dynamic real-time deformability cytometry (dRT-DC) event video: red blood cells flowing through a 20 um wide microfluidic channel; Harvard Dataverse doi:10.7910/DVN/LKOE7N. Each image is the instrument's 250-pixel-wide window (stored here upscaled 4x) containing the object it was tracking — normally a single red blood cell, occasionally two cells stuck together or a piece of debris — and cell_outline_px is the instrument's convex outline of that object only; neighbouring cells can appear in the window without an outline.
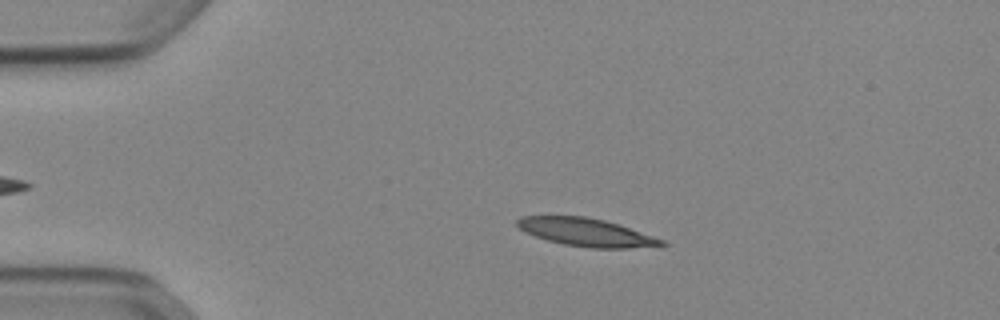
{"species": "Egyptian fruit bat (a non-hibernating species)", "species_latin": "Rousettus aegyptiacus", "temperature_condition": "cold", "stored_images_in_passage": 44, "camera_frame_rate_fps": 3000, "um_per_image_px": 0.085, "animal": {"sex": "female"}, "frame": {"image": 1, "passage_image": 10, "time_ms": 3.0, "image_size_px": [1000, 320], "cell_outline_px": [[668, 244], [660, 248], [592, 248], [564, 244], [548, 240], [524, 232], [516, 224], [516, 220], [520, 216], [584, 216], [604, 220], [620, 224], [664, 240]], "centroid_in_image_um": [49.92, 19.76], "position_along_channel_um": 35.1, "area_um2": 23.81}}
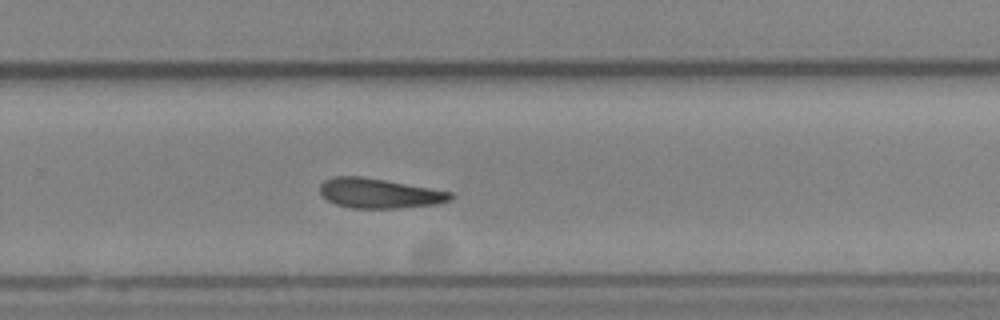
{"frame": {"image": 2, "passage_image": 34, "time_ms": 11.0, "image_size_px": [1000, 320], "cell_outline_px": [[452, 200], [436, 204], [400, 208], [352, 208], [336, 204], [328, 200], [320, 192], [320, 184], [324, 180], [332, 176], [360, 176], [384, 180], [452, 192]], "centroid_in_image_um": [32.22, 16.43], "position_along_channel_um": 297.6, "area_um2": 22.48}}
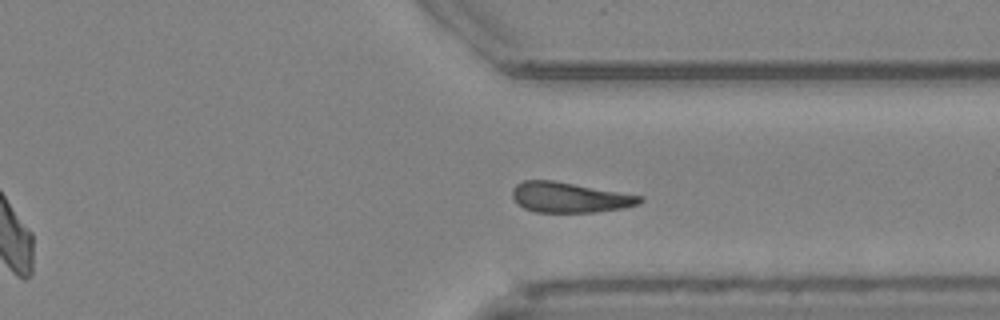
{"frame": {"image": 3, "passage_image": 39, "time_ms": 12.667, "image_size_px": [1000, 320], "cell_outline_px": [[644, 200], [640, 204], [624, 208], [596, 212], [536, 212], [524, 208], [516, 204], [512, 196], [512, 188], [516, 184], [524, 180], [552, 180], [644, 196]], "centroid_in_image_um": [48.42, 16.78], "position_along_channel_um": 363.0, "area_um2": 22.66}, "authors_computed_cell_mechanics": {"area_um2": 23.3512, "velocity_mm_per_s": 3.8668, "shape_relaxation_time_tau1_ms": 7.2043, "shape_relaxation_time_tau2_ms": null, "deformation_change_tau1": 0.1773, "deformation_change_tau2": null}}